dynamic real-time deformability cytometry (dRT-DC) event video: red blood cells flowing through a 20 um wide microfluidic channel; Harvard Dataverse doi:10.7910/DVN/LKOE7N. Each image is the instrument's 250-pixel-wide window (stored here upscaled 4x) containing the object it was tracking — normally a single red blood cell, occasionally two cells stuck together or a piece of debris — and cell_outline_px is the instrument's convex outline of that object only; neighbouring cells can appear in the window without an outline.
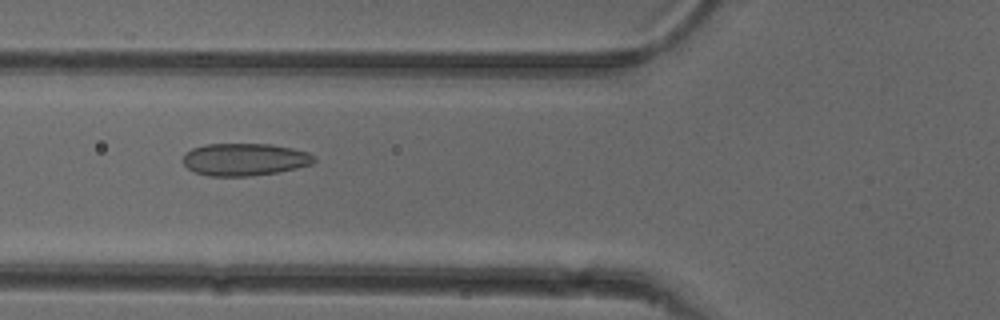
{"species": "common noctule bat (a hibernating species)", "species_latin": "Nyctalus noctula", "temperature_condition": "cold", "stored_images_in_passage": 37, "camera_frame_rate_fps": 3000, "um_per_image_px": 0.085, "animal": {"sex": "female"}, "frame": {"image": 1, "passage_image": 6, "time_ms": 1.667, "image_size_px": [1000, 320], "cell_outline_px": [[316, 160], [312, 164], [296, 168], [276, 172], [252, 176], [208, 176], [196, 172], [188, 168], [184, 164], [184, 152], [192, 148], [204, 144], [272, 144], [292, 148], [308, 152]], "centroid_in_image_um": [20.78, 13.55], "position_along_channel_um": 105.0, "area_um2": 24.74}}
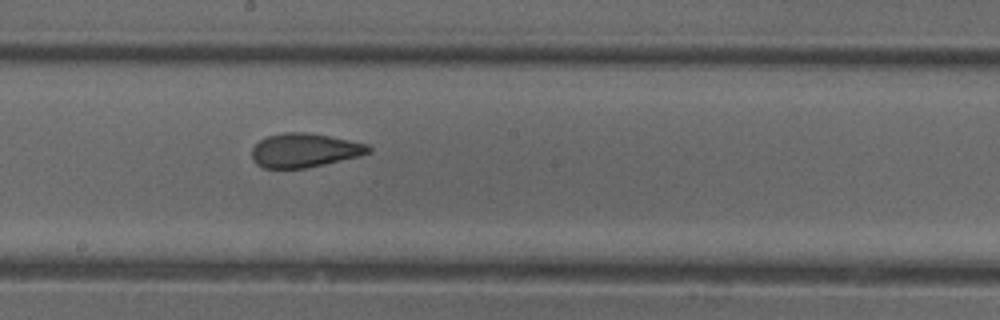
{"frame": {"image": 2, "passage_image": 15, "time_ms": 4.667, "image_size_px": [1000, 320], "cell_outline_px": [[372, 152], [360, 156], [308, 168], [264, 168], [256, 164], [252, 160], [252, 148], [260, 140], [268, 136], [284, 132], [304, 132], [328, 136], [368, 144], [372, 148]], "centroid_in_image_um": [25.89, 12.79], "position_along_channel_um": 222.3, "area_um2": 23.12}}
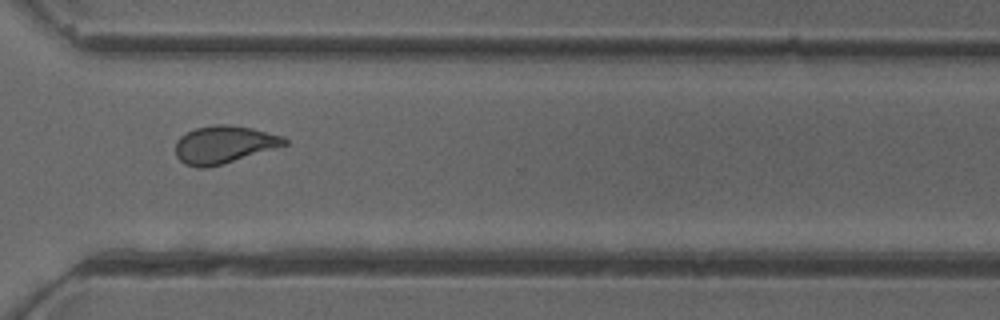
{"frame": {"image": 3, "passage_image": 25, "time_ms": 8.0, "image_size_px": [1000, 320], "cell_outline_px": [[288, 144], [224, 164], [204, 168], [196, 168], [184, 164], [176, 156], [176, 140], [180, 136], [196, 128], [216, 124], [228, 124], [252, 128], [284, 136], [288, 140]], "centroid_in_image_um": [19.03, 12.29], "position_along_channel_um": 351.6, "area_um2": 23.99}, "authors_computed_cell_mechanics": {"area_um2": 23.4668, "velocity_mm_per_s": 3.8891, "shape_relaxation_time_tau1_ms": null, "shape_relaxation_time_tau2_ms": 1.3538, "deformation_change_tau1": null, "deformation_change_tau2": 0.0739}}